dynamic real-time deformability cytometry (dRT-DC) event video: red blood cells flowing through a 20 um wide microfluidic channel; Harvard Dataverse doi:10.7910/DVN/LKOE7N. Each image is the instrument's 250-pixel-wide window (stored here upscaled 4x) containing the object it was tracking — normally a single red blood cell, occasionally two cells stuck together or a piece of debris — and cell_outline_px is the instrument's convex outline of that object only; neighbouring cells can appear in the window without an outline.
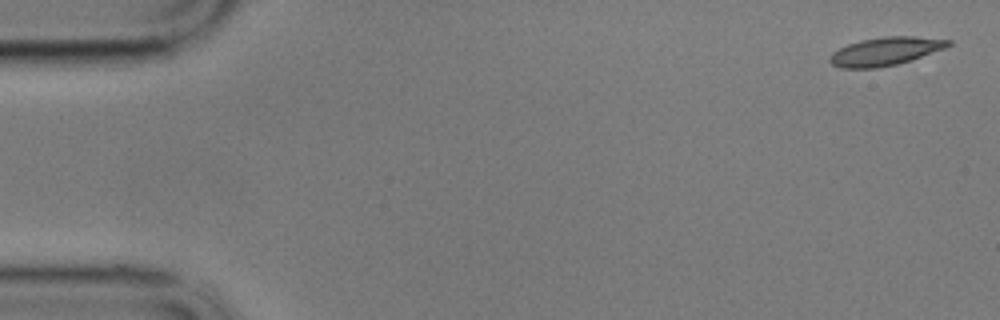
{"species": "common noctule bat (a hibernating species)", "species_latin": "Nyctalus noctula", "temperature_condition": "cold", "stored_images_in_passage": 11, "camera_frame_rate_fps": 3000, "um_per_image_px": 0.085, "animal": {"sex": "male", "body_mass_g": 17.9}, "frame": {"image": 1, "passage_image": 1, "time_ms": 0.0, "image_size_px": [1000, 320], "cell_outline_px": [[952, 44], [944, 48], [896, 64], [876, 68], [840, 68], [832, 64], [828, 60], [832, 52], [848, 44], [860, 40], [884, 36], [916, 36], [952, 40]], "centroid_in_image_um": [75.22, 4.35], "position_along_channel_um": 9.8, "area_um2": 19.31}}